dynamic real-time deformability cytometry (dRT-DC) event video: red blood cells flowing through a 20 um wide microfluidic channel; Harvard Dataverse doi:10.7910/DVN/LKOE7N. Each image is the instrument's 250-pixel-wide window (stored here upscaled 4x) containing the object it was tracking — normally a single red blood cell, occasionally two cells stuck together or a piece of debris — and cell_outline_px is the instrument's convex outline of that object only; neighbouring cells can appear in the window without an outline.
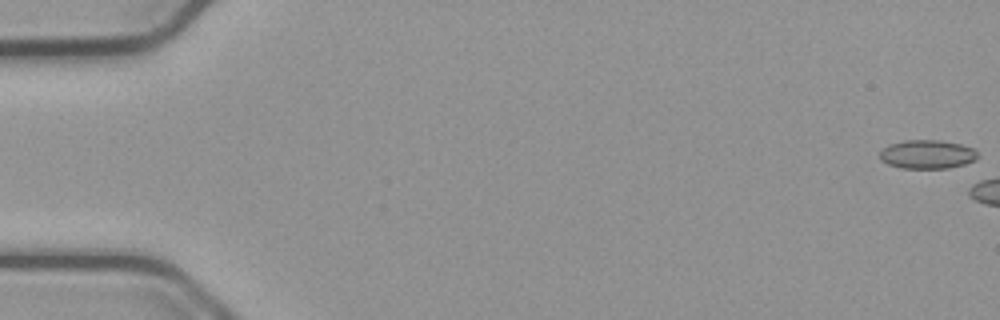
{"species": "common noctule bat (a hibernating species)", "species_latin": "Nyctalus noctula", "temperature_condition": "cold", "stored_images_in_passage": 10, "camera_frame_rate_fps": 3000, "um_per_image_px": 0.085, "animal": {"sex": "male", "body_mass_g": 23.1, "forearm_length_mm": 52.7}, "frame": {"image": 1, "passage_image": 1, "time_ms": 0.0, "image_size_px": [1000, 320], "cell_outline_px": [[976, 160], [964, 164], [948, 168], [900, 168], [888, 164], [880, 160], [880, 152], [888, 144], [904, 140], [940, 140], [960, 144], [972, 148], [976, 152]], "centroid_in_image_um": [78.78, 13.11], "position_along_channel_um": 6.2, "area_um2": 16.36}}